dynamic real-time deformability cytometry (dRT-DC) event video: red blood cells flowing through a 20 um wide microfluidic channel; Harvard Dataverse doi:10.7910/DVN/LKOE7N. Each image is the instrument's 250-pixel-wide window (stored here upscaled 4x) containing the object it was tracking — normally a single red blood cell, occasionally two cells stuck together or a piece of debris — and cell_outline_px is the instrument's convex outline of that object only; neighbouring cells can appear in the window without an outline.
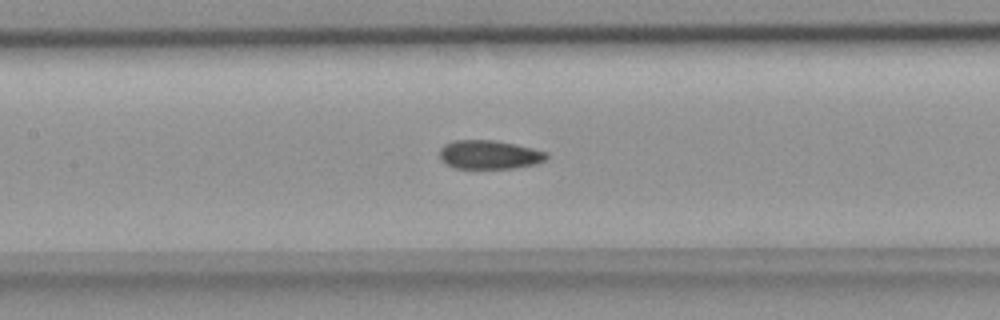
{"species": "common noctule bat (a hibernating species)", "species_latin": "Nyctalus noctula", "temperature_condition": "room temperature", "stored_images_in_passage": 36, "camera_frame_rate_fps": 3000, "um_per_image_px": 0.085, "animal": {"sex": "female", "body_mass_g": 18.4}, "frame": {"image": 1, "passage_image": 13, "time_ms": 4.0, "image_size_px": [1000, 320], "cell_outline_px": [[548, 156], [544, 160], [536, 164], [516, 168], [456, 168], [440, 160], [440, 148], [444, 144], [456, 140], [492, 140], [516, 144], [548, 152]], "centroid_in_image_um": [41.6, 13.14], "position_along_channel_um": 165.8, "area_um2": 17.92}}
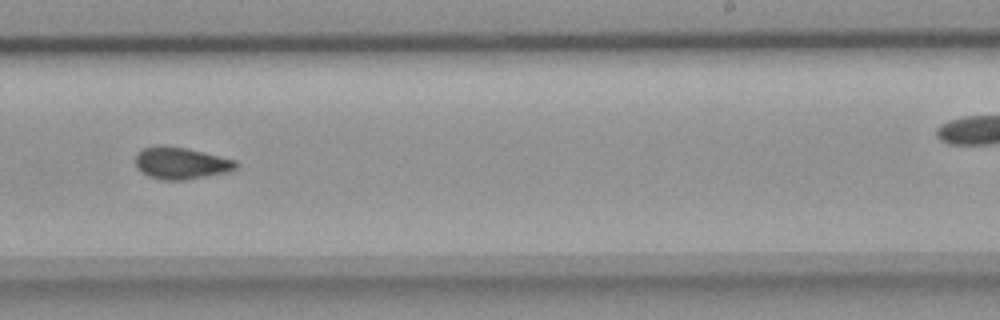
{"frame": {"image": 2, "passage_image": 21, "time_ms": 6.667, "image_size_px": [1000, 320], "cell_outline_px": [[240, 164], [236, 168], [228, 172], [184, 180], [164, 180], [148, 176], [140, 172], [136, 168], [136, 152], [144, 148], [156, 144], [164, 144], [188, 148], [236, 160]], "centroid_in_image_um": [15.36, 13.85], "position_along_channel_um": 273.6, "area_um2": 19.07}}
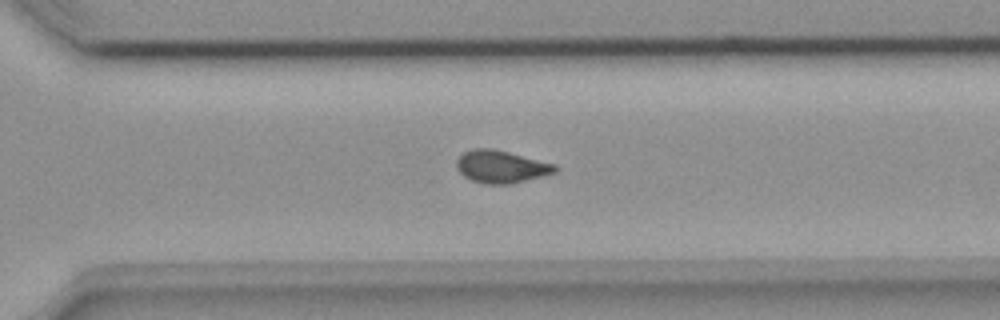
{"frame": {"image": 3, "passage_image": 25, "time_ms": 8.0, "image_size_px": [1000, 320], "cell_outline_px": [[560, 168], [556, 172], [544, 176], [512, 184], [484, 184], [472, 180], [464, 176], [456, 168], [456, 160], [464, 152], [472, 148], [492, 148], [556, 164]], "centroid_in_image_um": [42.62, 14.17], "position_along_channel_um": 328.0, "area_um2": 18.84}}